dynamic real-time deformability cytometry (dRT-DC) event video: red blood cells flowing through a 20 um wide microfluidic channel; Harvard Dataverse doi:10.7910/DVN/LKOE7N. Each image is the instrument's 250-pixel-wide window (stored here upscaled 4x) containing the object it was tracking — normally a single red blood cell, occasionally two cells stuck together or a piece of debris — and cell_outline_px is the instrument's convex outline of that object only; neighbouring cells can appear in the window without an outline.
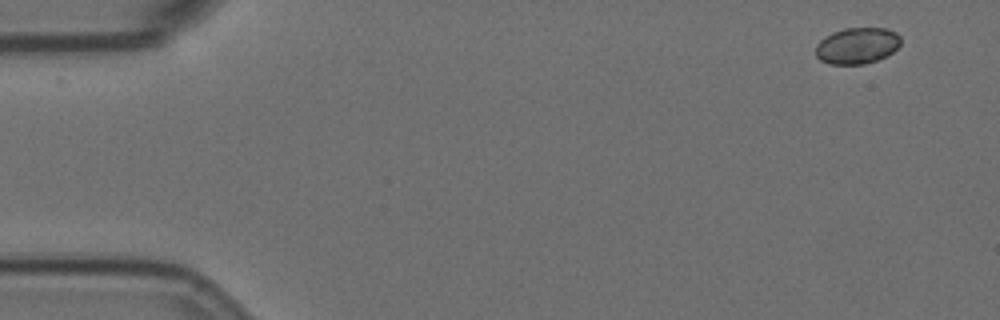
{"species": "Egyptian fruit bat (a non-hibernating species)", "species_latin": "Rousettus aegyptiacus", "temperature_condition": "room temperature", "stored_images_in_passage": 56, "camera_frame_rate_fps": 3000, "um_per_image_px": 0.085, "animal": {"sex": "female"}, "frame": {"image": 1, "passage_image": 1, "time_ms": 0.0, "image_size_px": [1000, 320], "cell_outline_px": [[900, 44], [892, 52], [876, 60], [864, 64], [828, 64], [820, 60], [816, 56], [816, 44], [820, 40], [832, 32], [844, 28], [888, 28], [896, 32], [900, 36]], "centroid_in_image_um": [72.83, 3.87], "position_along_channel_um": 12.2, "area_um2": 17.98}}
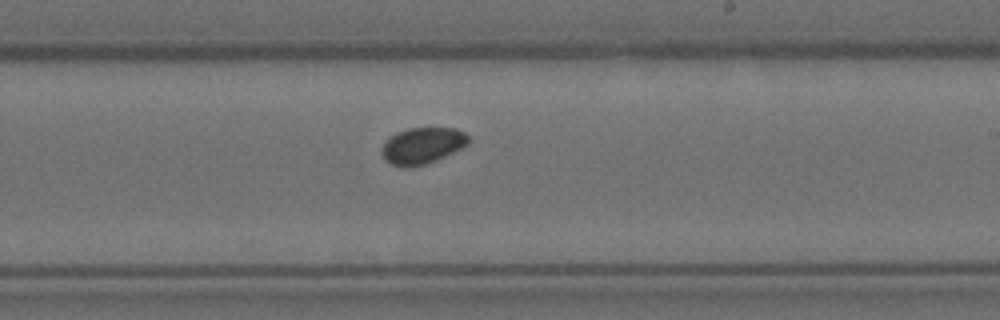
{"frame": {"image": 2, "passage_image": 32, "time_ms": 10.333, "image_size_px": [1000, 320], "cell_outline_px": [[468, 144], [436, 160], [424, 164], [408, 168], [404, 168], [392, 164], [384, 160], [380, 152], [380, 148], [384, 140], [396, 132], [408, 128], [456, 128], [464, 132], [468, 136]], "centroid_in_image_um": [35.82, 12.38], "position_along_channel_um": 253.2, "area_um2": 18.5}}
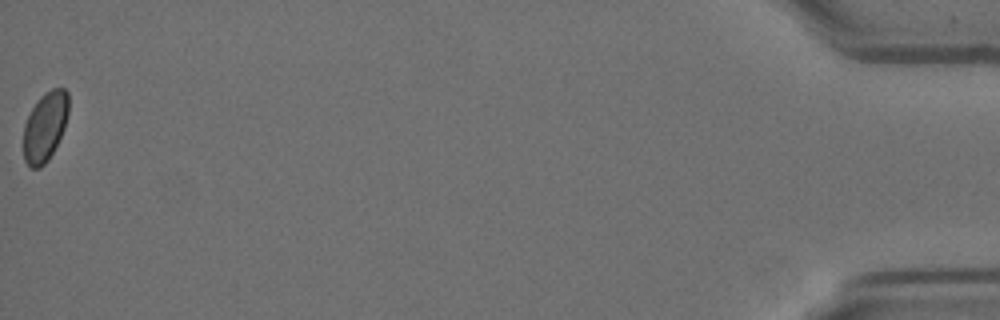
{"frame": {"image": 3, "passage_image": 56, "time_ms": 18.333, "image_size_px": [1000, 320], "cell_outline_px": [[68, 112], [64, 128], [48, 160], [40, 168], [32, 168], [24, 160], [24, 124], [32, 108], [40, 96], [44, 92], [52, 88], [64, 88], [68, 92]], "centroid_in_image_um": [3.82, 10.73], "position_along_channel_um": 431.4, "area_um2": 18.03}}